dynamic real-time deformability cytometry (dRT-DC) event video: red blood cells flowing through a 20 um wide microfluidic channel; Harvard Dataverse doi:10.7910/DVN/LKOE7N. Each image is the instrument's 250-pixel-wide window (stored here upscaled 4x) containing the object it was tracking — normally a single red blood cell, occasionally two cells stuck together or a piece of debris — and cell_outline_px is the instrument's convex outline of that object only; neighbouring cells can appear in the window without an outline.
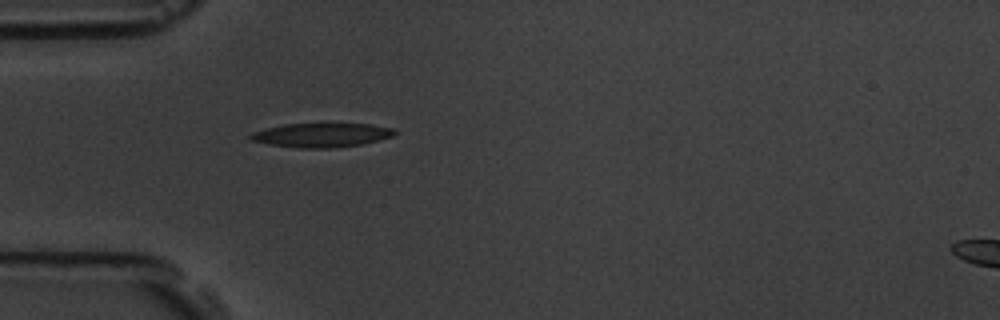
{"species": "common noctule bat (a hibernating species)", "species_latin": "Nyctalus noctula", "temperature_condition": "room temperature", "stored_images_in_passage": 1, "camera_frame_rate_fps": 3000, "um_per_image_px": 0.085, "animal": {"sex": "male", "body_mass_g": 19.5, "forearm_length_mm": 54.6}, "frame": {"image": 1, "passage_image": 1, "time_ms": 0.0, "image_size_px": [1000, 320], "cell_outline_px": [[396, 132], [392, 136], [380, 140], [364, 144], [332, 148], [300, 148], [268, 144], [252, 140], [248, 136], [252, 132], [284, 124], [372, 124], [392, 128]], "centroid_in_image_um": [27.35, 11.49], "position_along_channel_um": 57.7, "area_um2": 20.11}}